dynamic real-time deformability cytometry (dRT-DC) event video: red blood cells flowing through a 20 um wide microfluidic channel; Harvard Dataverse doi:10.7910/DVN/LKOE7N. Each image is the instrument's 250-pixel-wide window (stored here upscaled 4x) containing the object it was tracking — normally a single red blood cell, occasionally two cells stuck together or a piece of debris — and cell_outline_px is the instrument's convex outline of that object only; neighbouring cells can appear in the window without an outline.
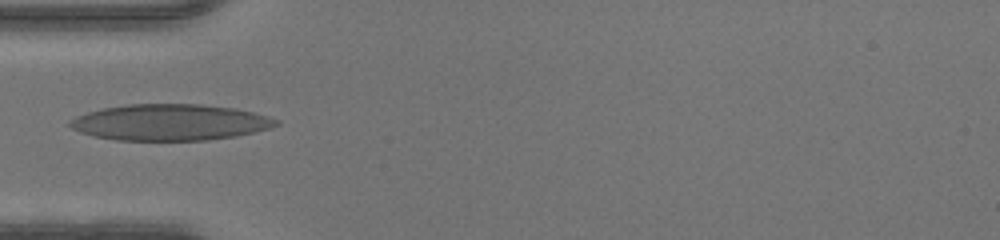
{"species": "human", "species_latin": "Homo sapiens", "temperature_condition": "warm", "stored_images_in_passage": 11, "camera_frame_rate_fps": 3000, "um_per_image_px": 0.085, "donor": {"sex": "male"}, "frame": {"image": 1, "passage_image": 1, "time_ms": 0.0, "image_size_px": [1000, 240], "cell_outline_px": [[280, 124], [268, 128], [236, 136], [208, 140], [116, 140], [96, 136], [80, 132], [72, 128], [68, 124], [68, 120], [76, 116], [88, 112], [104, 108], [128, 104], [200, 104], [236, 108], [268, 116], [280, 120]], "centroid_in_image_um": [14.46, 10.39], "position_along_channel_um": 70.5, "area_um2": 43.41}}
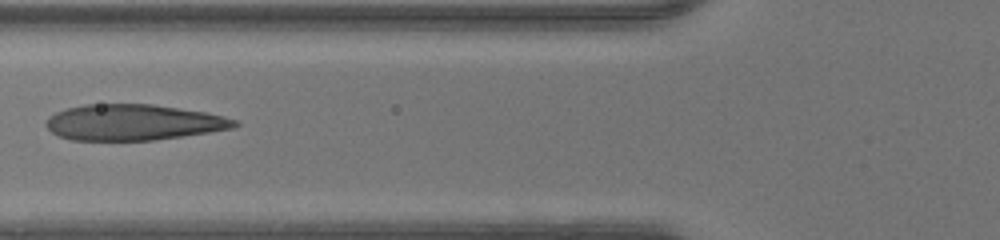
{"frame": {"image": 2, "passage_image": 4, "time_ms": 1.0, "image_size_px": [1000, 240], "cell_outline_px": [[240, 124], [236, 128], [156, 140], [72, 140], [60, 136], [52, 132], [44, 124], [48, 116], [56, 112], [68, 108], [84, 104], [152, 104], [208, 112], [224, 116], [236, 120]], "centroid_in_image_um": [11.36, 10.4], "position_along_channel_um": 114.4, "area_um2": 39.59}}